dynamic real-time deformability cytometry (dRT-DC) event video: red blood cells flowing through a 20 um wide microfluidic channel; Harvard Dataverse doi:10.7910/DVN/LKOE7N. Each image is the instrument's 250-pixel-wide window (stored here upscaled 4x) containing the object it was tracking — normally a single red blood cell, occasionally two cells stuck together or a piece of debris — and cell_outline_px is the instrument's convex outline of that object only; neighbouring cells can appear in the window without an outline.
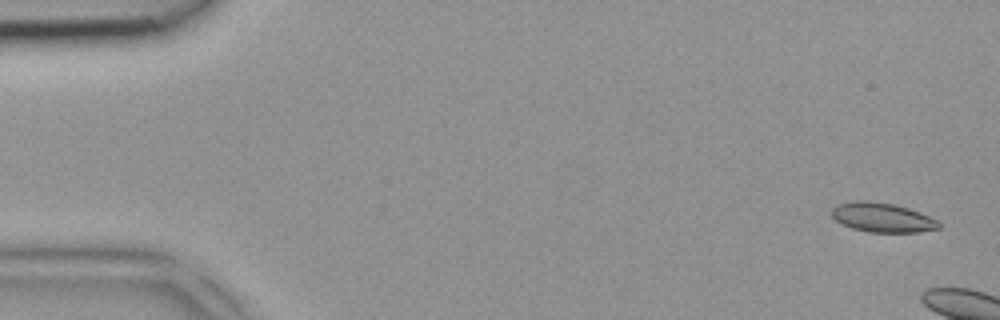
{"species": "common noctule bat (a hibernating species)", "species_latin": "Nyctalus noctula", "temperature_condition": "room temperature", "stored_images_in_passage": 2, "camera_frame_rate_fps": 3000, "um_per_image_px": 0.085, "animal": {"sex": "female", "body_mass_g": 18.4}, "frame": {"image": 1, "passage_image": 1, "time_ms": 0.0, "image_size_px": [1000, 320], "cell_outline_px": [[940, 228], [916, 232], [868, 232], [852, 228], [836, 220], [832, 216], [832, 208], [836, 204], [856, 200], [868, 200], [892, 204], [908, 208], [920, 212], [936, 220], [940, 224]], "centroid_in_image_um": [74.97, 18.48], "position_along_channel_um": 10.0, "area_um2": 18.21}}